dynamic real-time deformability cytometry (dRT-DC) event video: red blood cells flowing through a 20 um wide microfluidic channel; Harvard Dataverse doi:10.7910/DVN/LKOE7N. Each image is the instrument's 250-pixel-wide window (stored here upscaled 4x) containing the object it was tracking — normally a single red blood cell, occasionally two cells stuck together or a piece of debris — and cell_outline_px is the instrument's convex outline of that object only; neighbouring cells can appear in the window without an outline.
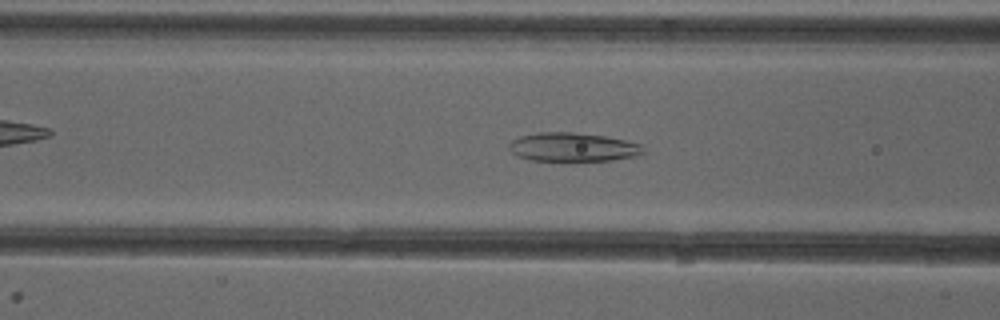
{"species": "common noctule bat (a hibernating species)", "species_latin": "Nyctalus noctula", "temperature_condition": "cold", "stored_images_in_passage": 51, "camera_frame_rate_fps": 3000, "um_per_image_px": 0.085, "animal": {"sex": "female"}, "frame": {"image": 1, "passage_image": 20, "time_ms": 6.333, "image_size_px": [1000, 320], "cell_outline_px": [[644, 152], [636, 156], [612, 160], [532, 160], [516, 156], [508, 148], [508, 144], [512, 140], [520, 136], [536, 132], [572, 132], [604, 136], [624, 140], [640, 144], [644, 148]], "centroid_in_image_um": [48.66, 12.49], "position_along_channel_um": 117.9, "area_um2": 22.37}}
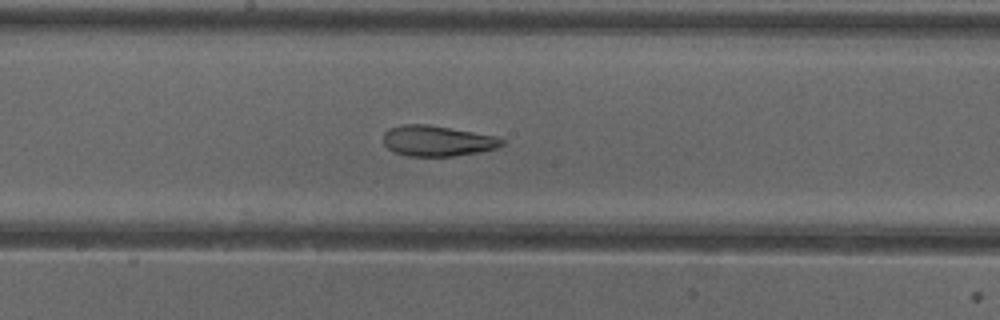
{"frame": {"image": 2, "passage_image": 27, "time_ms": 8.667, "image_size_px": [1000, 320], "cell_outline_px": [[504, 144], [496, 148], [480, 152], [452, 156], [408, 156], [396, 152], [388, 148], [384, 144], [384, 132], [388, 128], [400, 124], [428, 124], [496, 136], [504, 140]], "centroid_in_image_um": [37.16, 11.96], "position_along_channel_um": 211.0, "area_um2": 21.15}}
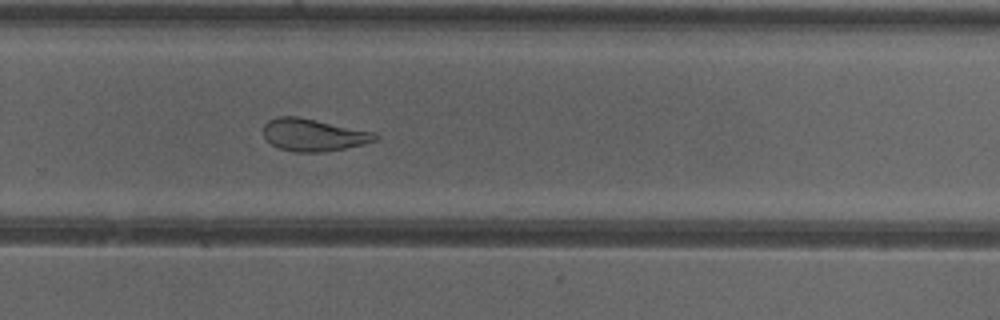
{"frame": {"image": 3, "passage_image": 34, "time_ms": 11.0, "image_size_px": [1000, 320], "cell_outline_px": [[380, 136], [376, 140], [364, 144], [344, 148], [320, 152], [292, 152], [280, 148], [272, 144], [264, 136], [264, 124], [268, 120], [276, 116], [300, 116], [376, 132]], "centroid_in_image_um": [26.66, 11.45], "position_along_channel_um": 303.1, "area_um2": 21.27}, "authors_computed_cell_mechanics": {"area_um2": 24.854, "velocity_mm_per_s": 3.9748, "shape_relaxation_time_tau1_ms": null, "shape_relaxation_time_tau2_ms": 2.6082, "deformation_change_tau1": null, "deformation_change_tau2": 0.1101}}